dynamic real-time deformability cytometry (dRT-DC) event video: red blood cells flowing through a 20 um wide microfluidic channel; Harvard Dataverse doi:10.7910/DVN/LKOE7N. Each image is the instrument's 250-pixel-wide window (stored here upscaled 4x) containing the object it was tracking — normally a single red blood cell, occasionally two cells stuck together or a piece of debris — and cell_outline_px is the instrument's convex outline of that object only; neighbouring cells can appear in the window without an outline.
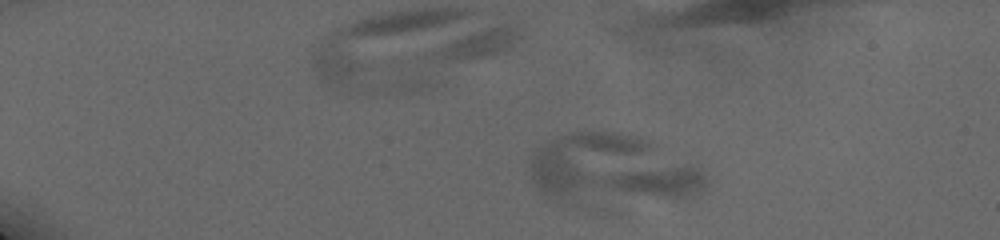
{"species": "human", "species_latin": "Homo sapiens", "temperature_condition": "cold", "stored_images_in_passage": 8, "camera_frame_rate_fps": 3000, "um_per_image_px": 0.085, "donor": {"sex": "male"}, "frame": {"image": 1, "passage_image": 5, "time_ms": 2.0, "image_size_px": [1000, 240], "cell_outline_px": [[708, 184], [700, 192], [688, 200], [680, 200], [548, 196], [536, 188], [532, 180], [528, 164], [532, 152], [548, 140], [572, 132], [620, 132], [640, 136], [648, 140], [700, 168], [704, 172], [708, 180]], "centroid_in_image_um": [52.08, 14.32], "position_along_channel_um": 32.9, "area_um2": 69.19}}